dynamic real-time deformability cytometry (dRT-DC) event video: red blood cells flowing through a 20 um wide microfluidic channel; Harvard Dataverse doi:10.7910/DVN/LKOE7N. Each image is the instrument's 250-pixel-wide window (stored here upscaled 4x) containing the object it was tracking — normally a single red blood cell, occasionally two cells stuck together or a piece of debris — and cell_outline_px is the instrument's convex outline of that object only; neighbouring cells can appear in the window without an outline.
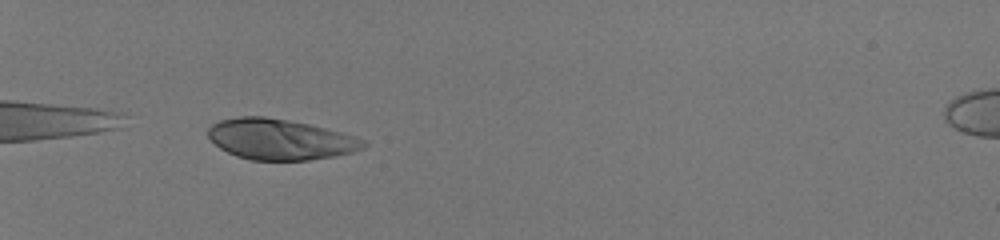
{"species": "human", "species_latin": "Homo sapiens", "temperature_condition": "room temperature", "stored_images_in_passage": 35, "camera_frame_rate_fps": 3000, "um_per_image_px": 0.085, "donor": {"sex": "male"}, "frame": {"image": 1, "passage_image": 2, "time_ms": 0.333, "image_size_px": [1000, 240], "cell_outline_px": [[368, 144], [364, 148], [352, 152], [332, 156], [308, 160], [252, 160], [236, 156], [220, 148], [208, 136], [208, 128], [212, 124], [220, 120], [240, 116], [264, 116], [288, 120], [308, 124], [340, 132], [368, 140]], "centroid_in_image_um": [23.82, 11.84], "position_along_channel_um": 61.2, "area_um2": 36.7}}
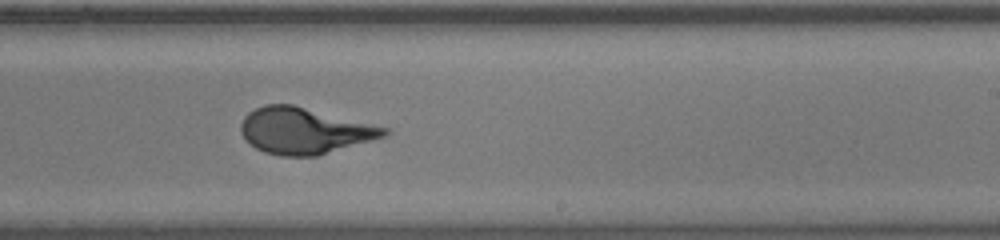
{"frame": {"image": 2, "passage_image": 19, "time_ms": 6.0, "image_size_px": [1000, 240], "cell_outline_px": [[388, 136], [316, 156], [280, 156], [264, 152], [256, 148], [244, 140], [240, 132], [240, 124], [244, 116], [248, 112], [264, 104], [292, 104], [388, 128]], "centroid_in_image_um": [25.83, 11.12], "position_along_channel_um": 263.2, "area_um2": 38.67}}
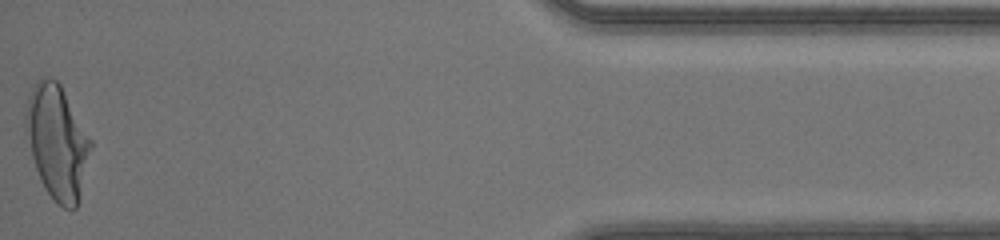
{"frame": {"image": 3, "passage_image": 35, "time_ms": 11.333, "image_size_px": [1000, 240], "cell_outline_px": [[92, 148], [76, 208], [64, 208], [56, 204], [44, 188], [40, 180], [32, 156], [24, 128], [24, 112], [32, 88], [36, 80], [40, 76], [56, 80], [60, 84], [92, 140]], "centroid_in_image_um": [4.84, 12.05], "position_along_channel_um": 430.4, "area_um2": 43.0}, "authors_computed_cell_mechanics": {"area_um2": 38.437, "velocity_mm_per_s": 4.1304, "shape_relaxation_time_tau1_ms": 3.7071, "shape_relaxation_time_tau2_ms": null, "deformation_change_tau1": 0.2123, "deformation_change_tau2": null}}